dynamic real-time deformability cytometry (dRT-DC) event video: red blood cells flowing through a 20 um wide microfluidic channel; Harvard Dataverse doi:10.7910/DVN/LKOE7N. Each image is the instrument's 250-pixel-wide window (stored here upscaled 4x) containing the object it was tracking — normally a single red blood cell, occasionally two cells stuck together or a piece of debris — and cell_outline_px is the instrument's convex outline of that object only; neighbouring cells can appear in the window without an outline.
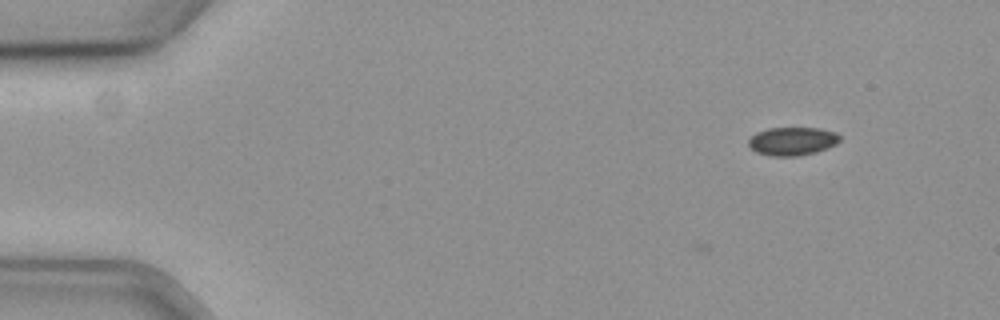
{"species": "common noctule bat (a hibernating species)", "species_latin": "Nyctalus noctula", "temperature_condition": "cold", "stored_images_in_passage": 5, "camera_frame_rate_fps": 3000, "um_per_image_px": 0.085, "animal": {"sex": "female", "body_mass_g": 19.3, "forearm_length_mm": 54.1}, "frame": {"image": 1, "passage_image": 1, "time_ms": 0.0, "image_size_px": [1000, 320], "cell_outline_px": [[840, 140], [836, 144], [828, 148], [816, 152], [796, 156], [772, 156], [756, 152], [748, 144], [748, 140], [756, 132], [768, 128], [820, 128], [836, 132], [840, 136]], "centroid_in_image_um": [67.36, 12.0], "position_along_channel_um": 17.6, "area_um2": 15.09}}